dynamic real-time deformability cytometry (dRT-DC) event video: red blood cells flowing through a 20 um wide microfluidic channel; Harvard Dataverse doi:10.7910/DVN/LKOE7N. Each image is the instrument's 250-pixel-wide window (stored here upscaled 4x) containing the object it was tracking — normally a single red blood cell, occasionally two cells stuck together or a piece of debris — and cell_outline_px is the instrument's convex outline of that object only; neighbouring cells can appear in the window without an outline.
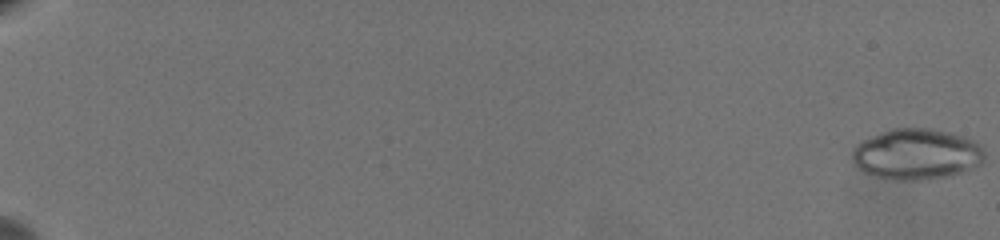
{"species": "common noctule bat (a hibernating species)", "species_latin": "Nyctalus noctula", "temperature_condition": "warm", "stored_images_in_passage": 64, "camera_frame_rate_fps": 3000, "um_per_image_px": 0.085, "animal": {"sex": "female", "body_mass_g": 19.5, "forearm_length_mm": 54.1}, "frame": {"image": 1, "passage_image": 1, "time_ms": 0.0, "image_size_px": [1000, 240], "cell_outline_px": [[984, 160], [980, 164], [960, 172], [944, 176], [924, 180], [896, 180], [872, 176], [856, 168], [852, 160], [852, 148], [864, 140], [880, 132], [892, 128], [932, 128], [964, 136], [980, 144], [984, 152]], "centroid_in_image_um": [77.87, 13.1], "position_along_channel_um": 7.1, "area_um2": 39.25}}
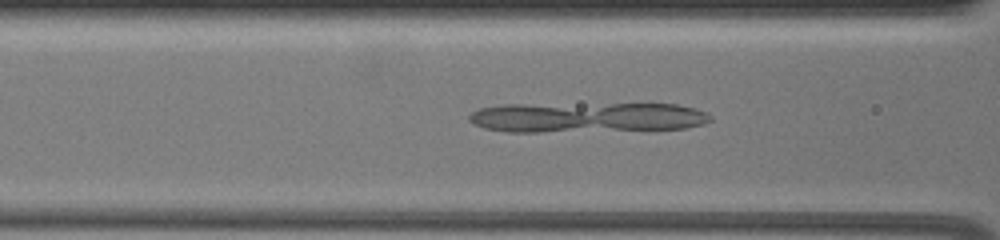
{"frame": {"image": 2, "passage_image": 31, "time_ms": 10.0, "image_size_px": [1000, 240], "cell_outline_px": [[712, 120], [704, 124], [684, 128], [540, 132], [508, 132], [484, 128], [468, 120], [468, 116], [472, 112], [480, 108], [504, 104], [676, 104], [696, 108], [712, 116]], "centroid_in_image_um": [49.87, 9.97], "position_along_channel_um": 116.7, "area_um2": 42.37}}